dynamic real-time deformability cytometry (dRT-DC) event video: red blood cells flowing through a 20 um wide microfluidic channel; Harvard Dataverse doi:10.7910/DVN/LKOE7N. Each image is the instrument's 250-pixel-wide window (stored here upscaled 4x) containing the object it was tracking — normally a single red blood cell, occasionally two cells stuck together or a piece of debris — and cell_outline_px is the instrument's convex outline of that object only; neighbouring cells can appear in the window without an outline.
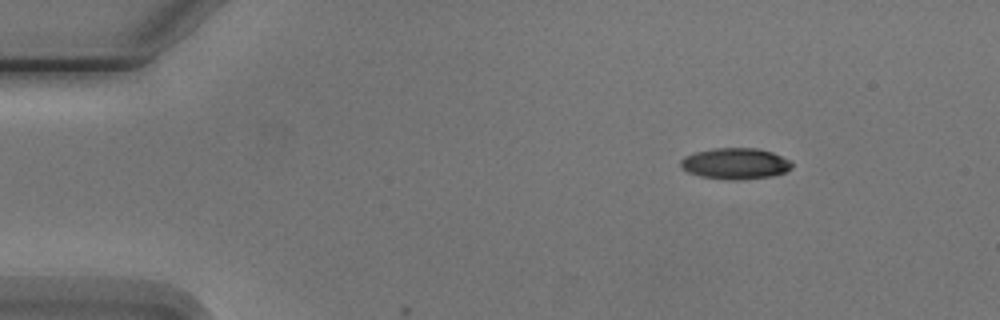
{"species": "Egyptian fruit bat (a non-hibernating species)", "species_latin": "Rousettus aegyptiacus", "temperature_condition": "cold", "stored_images_in_passage": 6, "camera_frame_rate_fps": 3000, "um_per_image_px": 0.085, "animal": {"sex": "male"}, "frame": {"image": 1, "passage_image": 1, "time_ms": 0.0, "image_size_px": [1000, 320], "cell_outline_px": [[792, 168], [784, 172], [772, 176], [740, 180], [728, 180], [700, 176], [688, 172], [680, 168], [680, 160], [684, 156], [696, 152], [712, 148], [756, 148], [772, 152], [792, 160]], "centroid_in_image_um": [62.5, 13.9], "position_along_channel_um": 22.5, "area_um2": 20.4}}
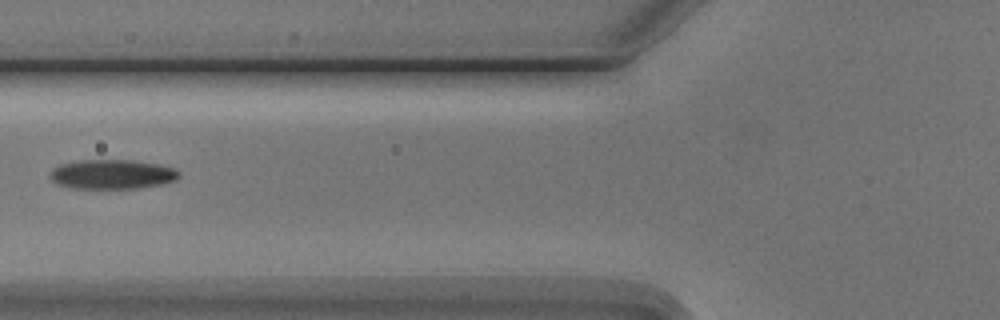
{"frame": {"image": 2, "passage_image": 5, "time_ms": 4.667, "image_size_px": [1000, 320], "cell_outline_px": [[180, 176], [176, 180], [160, 184], [136, 188], [72, 188], [56, 184], [52, 180], [52, 168], [60, 164], [80, 160], [132, 160], [156, 164], [172, 168], [180, 172]], "centroid_in_image_um": [9.52, 14.81], "position_along_channel_um": 116.3, "area_um2": 21.91}}
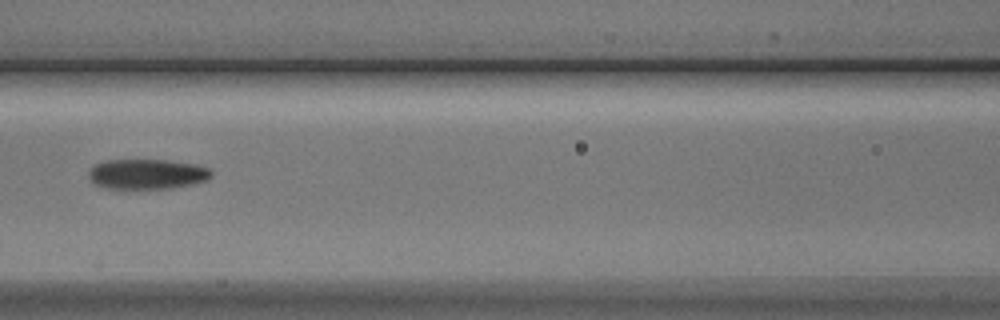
{"frame": {"image": 3, "passage_image": 6, "time_ms": 5.667, "image_size_px": [1000, 320], "cell_outline_px": [[212, 176], [208, 180], [192, 184], [172, 188], [108, 188], [96, 184], [88, 176], [88, 172], [96, 164], [108, 160], [168, 160], [196, 164], [208, 168], [212, 172]], "centroid_in_image_um": [12.55, 14.79], "position_along_channel_um": 154.1, "area_um2": 21.33}}